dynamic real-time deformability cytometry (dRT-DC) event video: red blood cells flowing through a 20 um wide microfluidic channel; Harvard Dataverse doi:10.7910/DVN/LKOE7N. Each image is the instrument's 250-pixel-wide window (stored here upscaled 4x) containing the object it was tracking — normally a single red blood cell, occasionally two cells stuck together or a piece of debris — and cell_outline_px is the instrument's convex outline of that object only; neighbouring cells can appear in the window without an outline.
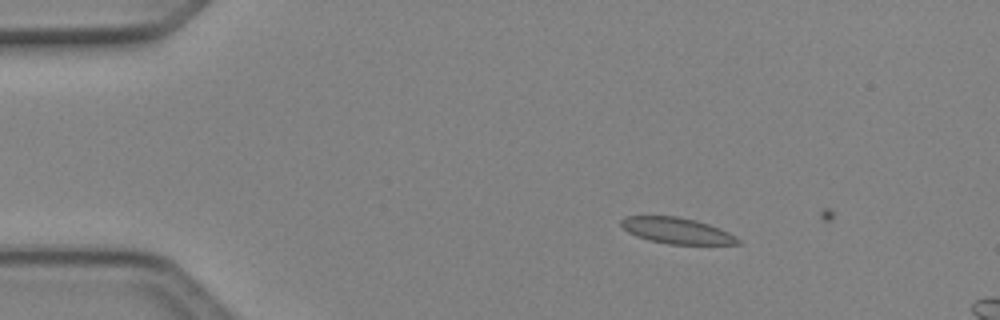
{"species": "Egyptian fruit bat (a non-hibernating species)", "species_latin": "Rousettus aegyptiacus", "temperature_condition": "cold", "stored_images_in_passage": 3, "camera_frame_rate_fps": 3000, "um_per_image_px": 0.085, "animal": {"sex": "female"}, "frame": {"image": 1, "passage_image": 2, "time_ms": 0.333, "image_size_px": [1000, 320], "cell_outline_px": [[740, 244], [668, 244], [648, 240], [636, 236], [628, 232], [620, 224], [620, 220], [624, 216], [676, 216], [696, 220], [720, 228], [736, 236], [740, 240]], "centroid_in_image_um": [57.51, 19.6], "position_along_channel_um": 27.5, "area_um2": 17.74}}